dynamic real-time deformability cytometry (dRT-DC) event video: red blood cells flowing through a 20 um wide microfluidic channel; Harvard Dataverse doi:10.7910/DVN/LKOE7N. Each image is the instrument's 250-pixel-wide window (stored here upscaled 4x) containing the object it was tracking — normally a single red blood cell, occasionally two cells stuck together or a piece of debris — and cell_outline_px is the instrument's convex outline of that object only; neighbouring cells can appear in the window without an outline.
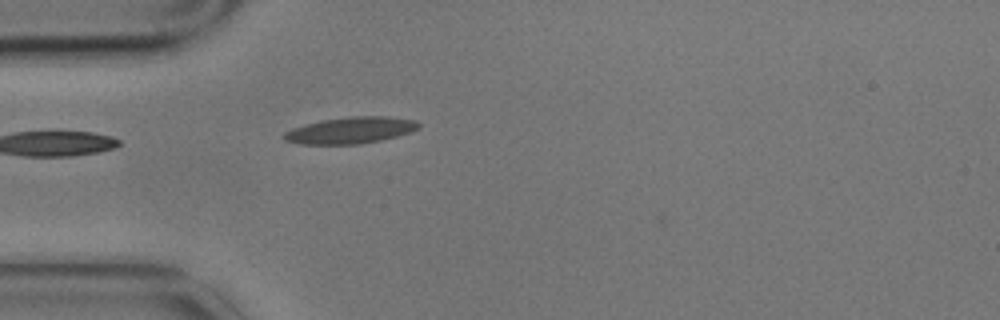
{"species": "common noctule bat (a hibernating species)", "species_latin": "Nyctalus noctula", "temperature_condition": "cold", "stored_images_in_passage": 2, "camera_frame_rate_fps": 3000, "um_per_image_px": 0.085, "animal": {"sex": "male", "body_mass_g": 17.9}, "frame": {"image": 1, "passage_image": 2, "time_ms": 0.333, "image_size_px": [1000, 320], "cell_outline_px": [[420, 128], [396, 136], [380, 140], [360, 144], [300, 144], [284, 140], [284, 132], [292, 128], [324, 120], [352, 116], [384, 116], [416, 120], [420, 124]], "centroid_in_image_um": [29.81, 11.08], "position_along_channel_um": 55.2, "area_um2": 20.52}}